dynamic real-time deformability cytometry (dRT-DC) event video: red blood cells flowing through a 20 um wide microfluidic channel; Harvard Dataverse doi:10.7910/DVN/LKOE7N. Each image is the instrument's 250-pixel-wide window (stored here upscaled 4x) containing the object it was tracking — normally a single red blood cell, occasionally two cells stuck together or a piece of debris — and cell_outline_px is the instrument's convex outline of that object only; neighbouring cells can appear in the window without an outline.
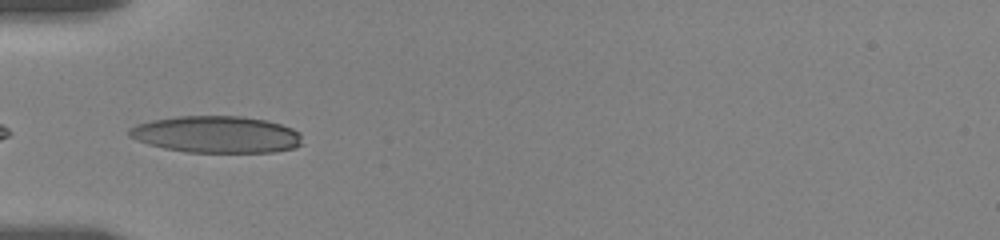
{"species": "human", "species_latin": "Homo sapiens", "temperature_condition": "room temperature", "stored_images_in_passage": 12, "camera_frame_rate_fps": 3000, "um_per_image_px": 0.085, "donor": {"sex": "female"}, "frame": {"image": 1, "passage_image": 1, "time_ms": 0.0, "image_size_px": [1000, 240], "cell_outline_px": [[300, 144], [292, 148], [272, 152], [188, 152], [164, 148], [148, 144], [136, 140], [128, 136], [128, 128], [136, 124], [152, 120], [176, 116], [240, 116], [268, 120], [292, 128], [300, 132]], "centroid_in_image_um": [18.35, 11.42], "position_along_channel_um": 66.6, "area_um2": 37.17}}
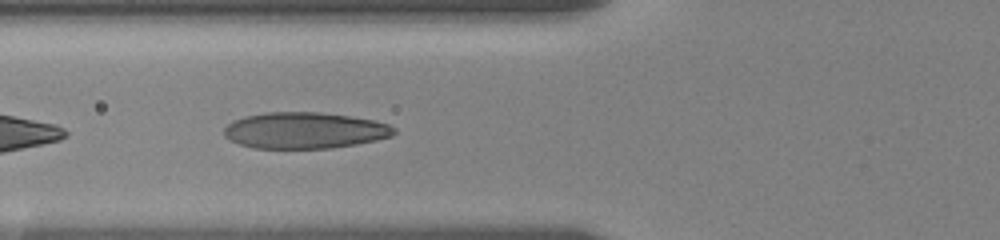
{"frame": {"image": 2, "passage_image": 3, "time_ms": 1.0, "image_size_px": [1000, 240], "cell_outline_px": [[396, 132], [392, 136], [376, 140], [356, 144], [332, 148], [252, 148], [228, 140], [224, 136], [224, 128], [232, 120], [244, 116], [264, 112], [320, 112], [352, 116], [372, 120], [388, 124], [396, 128]], "centroid_in_image_um": [25.87, 11.08], "position_along_channel_um": 99.9, "area_um2": 36.18}}
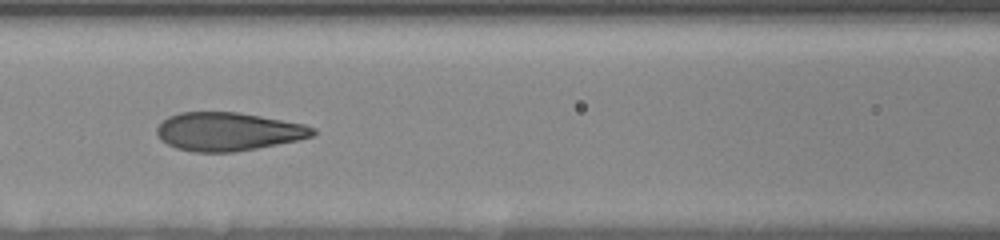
{"frame": {"image": 3, "passage_image": 6, "time_ms": 2.333, "image_size_px": [1000, 240], "cell_outline_px": [[316, 132], [312, 136], [296, 140], [256, 148], [232, 152], [196, 152], [176, 148], [160, 140], [156, 132], [156, 128], [168, 116], [180, 112], [236, 112], [260, 116], [304, 124], [316, 128]], "centroid_in_image_um": [19.36, 11.18], "position_along_channel_um": 147.2, "area_um2": 34.62}}